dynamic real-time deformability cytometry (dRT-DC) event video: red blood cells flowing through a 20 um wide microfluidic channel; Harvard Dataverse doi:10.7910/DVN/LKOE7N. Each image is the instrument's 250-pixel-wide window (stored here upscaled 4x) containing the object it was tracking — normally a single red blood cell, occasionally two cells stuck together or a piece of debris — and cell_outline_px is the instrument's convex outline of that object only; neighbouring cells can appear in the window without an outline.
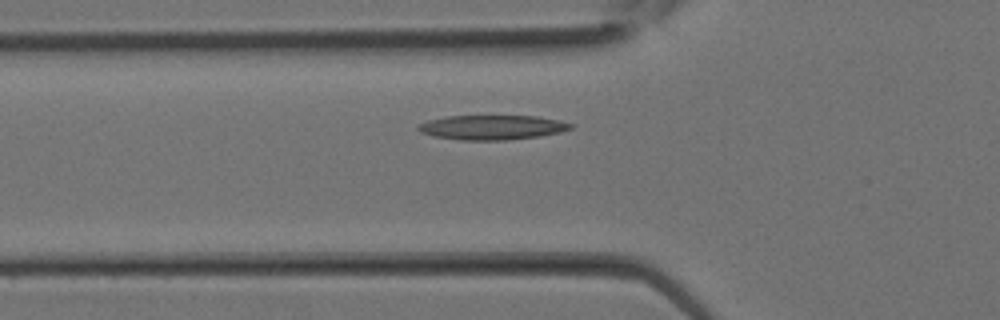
{"species": "Egyptian fruit bat (a non-hibernating species)", "species_latin": "Rousettus aegyptiacus", "temperature_condition": "room temperature", "stored_images_in_passage": 21, "camera_frame_rate_fps": 3000, "um_per_image_px": 0.085, "animal": {"sex": "female"}, "frame": {"image": 1, "passage_image": 7, "time_ms": 2.0, "image_size_px": [1000, 320], "cell_outline_px": [[576, 124], [572, 128], [560, 132], [540, 136], [504, 140], [460, 140], [436, 136], [420, 132], [416, 128], [420, 124], [428, 120], [448, 116], [536, 116], [560, 120]], "centroid_in_image_um": [41.87, 10.82], "position_along_channel_um": 83.9, "area_um2": 21.79}}
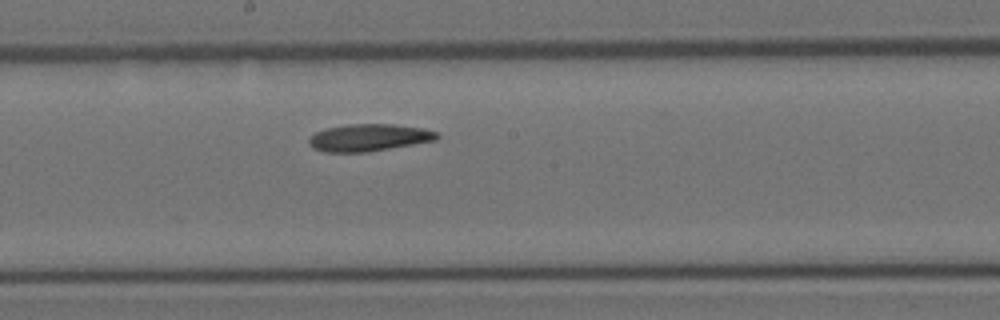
{"frame": {"image": 2, "passage_image": 13, "time_ms": 4.0, "image_size_px": [1000, 320], "cell_outline_px": [[440, 136], [436, 140], [368, 152], [324, 152], [312, 148], [308, 144], [308, 140], [316, 132], [324, 128], [344, 124], [392, 124], [424, 128], [436, 132]], "centroid_in_image_um": [31.32, 11.69], "position_along_channel_um": 216.9, "area_um2": 20.4}}
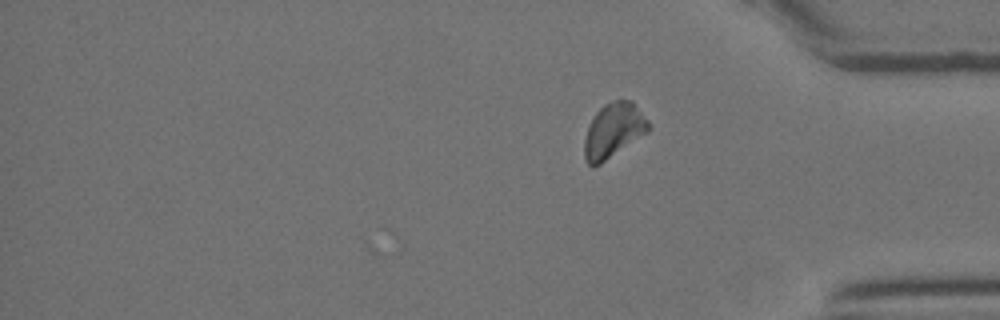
{"frame": {"image": 3, "passage_image": 21, "time_ms": 6.667, "image_size_px": [1000, 320], "cell_outline_px": [[648, 132], [600, 164], [592, 168], [584, 160], [584, 140], [588, 128], [596, 112], [604, 104], [612, 100], [632, 100], [648, 120]], "centroid_in_image_um": [52.13, 11.1], "position_along_channel_um": 383.1, "area_um2": 20.29}}